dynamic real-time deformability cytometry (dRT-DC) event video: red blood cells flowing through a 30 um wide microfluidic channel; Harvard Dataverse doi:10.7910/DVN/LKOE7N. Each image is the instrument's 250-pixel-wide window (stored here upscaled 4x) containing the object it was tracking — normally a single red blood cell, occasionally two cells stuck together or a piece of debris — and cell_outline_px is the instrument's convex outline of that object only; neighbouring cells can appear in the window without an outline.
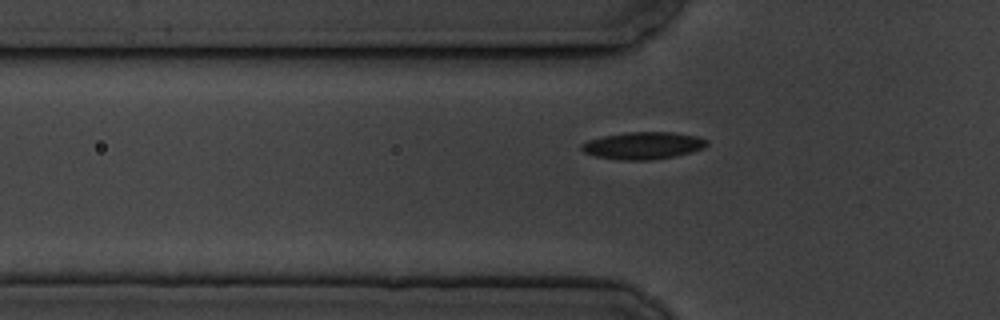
{"species": "common noctule bat (a hibernating species)", "species_latin": "Nyctalus noctula", "temperature_condition": "cold", "stored_images_in_passage": 3, "segment_of_instrument_passage": [2, 2], "camera_frame_rate_fps": 3000, "um_per_image_px": 0.085, "animal": {"sex": "male", "body_mass_g": 19.5, "forearm_length_mm": 54.6}, "frame": {"image": 1, "passage_image": 3, "time_ms": 2.333, "image_size_px": [1000, 320], "cell_outline_px": [[708, 144], [704, 148], [692, 152], [676, 156], [652, 160], [620, 160], [596, 156], [584, 152], [580, 148], [580, 144], [588, 140], [604, 136], [628, 132], [672, 132], [696, 136], [708, 140]], "centroid_in_image_um": [54.68, 12.38], "position_along_channel_um": 71.1, "area_um2": 19.94}}